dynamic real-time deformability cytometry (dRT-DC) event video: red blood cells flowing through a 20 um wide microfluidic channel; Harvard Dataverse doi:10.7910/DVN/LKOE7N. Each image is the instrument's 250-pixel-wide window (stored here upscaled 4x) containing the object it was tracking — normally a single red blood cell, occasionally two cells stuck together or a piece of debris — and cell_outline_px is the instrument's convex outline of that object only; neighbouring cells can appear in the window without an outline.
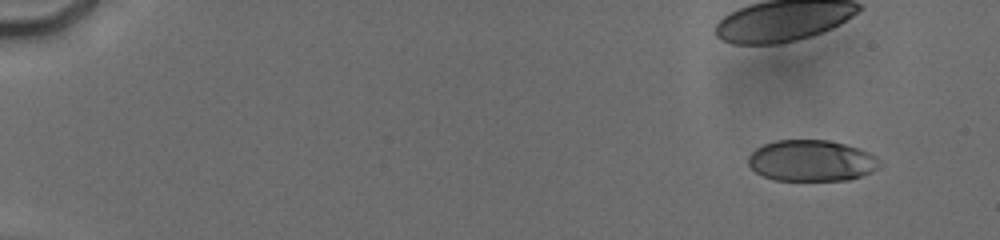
{"species": "human", "species_latin": "Homo sapiens", "temperature_condition": "cold", "stored_images_in_passage": 8, "camera_frame_rate_fps": 3000, "um_per_image_px": 0.085, "donor": {"sex": "male"}, "frame": {"image": 1, "passage_image": 3, "time_ms": 1.333, "image_size_px": [1000, 240], "cell_outline_px": [[876, 156], [872, 172], [848, 180], [776, 180], [764, 176], [756, 172], [748, 164], [748, 156], [756, 148], [764, 144], [776, 140], [828, 140], [860, 148]], "centroid_in_image_um": [68.9, 13.65], "position_along_channel_um": 16.1, "area_um2": 31.1}}